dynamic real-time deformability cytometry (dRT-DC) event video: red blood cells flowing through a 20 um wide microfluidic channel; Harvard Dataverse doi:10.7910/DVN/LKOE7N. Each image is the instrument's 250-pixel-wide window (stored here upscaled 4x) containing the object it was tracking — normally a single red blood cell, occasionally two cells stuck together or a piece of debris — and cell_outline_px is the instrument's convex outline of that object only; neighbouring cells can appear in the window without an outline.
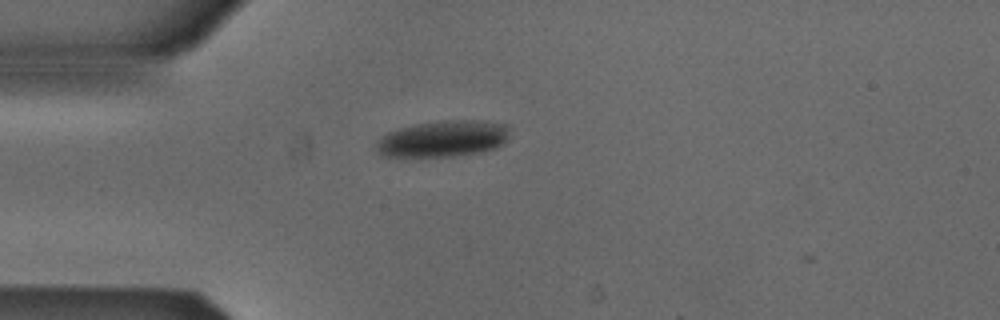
{"species": "Egyptian fruit bat (a non-hibernating species)", "species_latin": "Rousettus aegyptiacus", "temperature_condition": "cold", "stored_images_in_passage": 7, "camera_frame_rate_fps": 3000, "um_per_image_px": 0.085, "animal": {"sex": "male"}, "frame": {"image": 1, "passage_image": 5, "time_ms": 1.333, "image_size_px": [1000, 320], "cell_outline_px": [[508, 140], [504, 144], [496, 148], [484, 152], [452, 156], [404, 160], [380, 156], [376, 152], [376, 144], [380, 136], [388, 132], [400, 128], [416, 124], [440, 120], [484, 120], [504, 124], [508, 128]], "centroid_in_image_um": [37.58, 11.84], "position_along_channel_um": 47.4, "area_um2": 29.59}}